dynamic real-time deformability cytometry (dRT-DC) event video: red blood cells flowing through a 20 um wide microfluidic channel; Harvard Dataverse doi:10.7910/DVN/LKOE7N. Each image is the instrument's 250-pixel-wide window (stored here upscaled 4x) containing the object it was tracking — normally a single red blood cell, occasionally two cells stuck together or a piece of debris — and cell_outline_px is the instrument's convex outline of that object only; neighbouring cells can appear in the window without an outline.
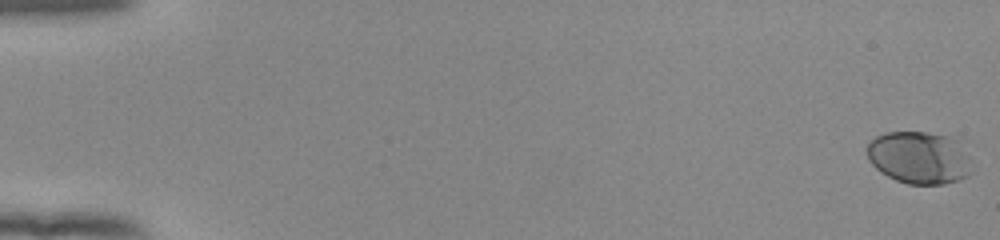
{"species": "human", "species_latin": "Homo sapiens", "temperature_condition": "room temperature", "stored_images_in_passage": 55, "camera_frame_rate_fps": 3000, "um_per_image_px": 0.085, "donor": {"sex": "female"}, "frame": {"image": 1, "passage_image": 1, "time_ms": 0.0, "image_size_px": [1000, 240], "cell_outline_px": [[968, 176], [960, 180], [944, 184], [908, 184], [896, 180], [880, 172], [868, 160], [864, 148], [876, 136], [884, 132], [924, 132], [948, 136], [956, 140], [964, 156], [968, 172]], "centroid_in_image_um": [78.0, 13.4], "position_along_channel_um": 7.0, "area_um2": 31.44}}
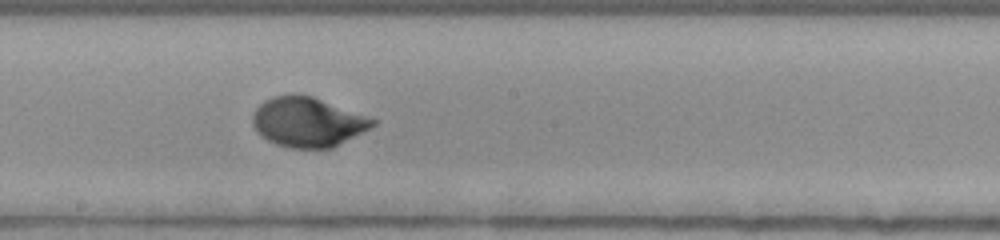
{"frame": {"image": 2, "passage_image": 32, "time_ms": 10.333, "image_size_px": [1000, 240], "cell_outline_px": [[376, 124], [332, 148], [288, 148], [276, 144], [260, 136], [256, 132], [252, 124], [252, 112], [264, 100], [272, 96], [296, 92], [312, 96], [376, 120]], "centroid_in_image_um": [26.06, 10.36], "position_along_channel_um": 222.1, "area_um2": 34.74}}
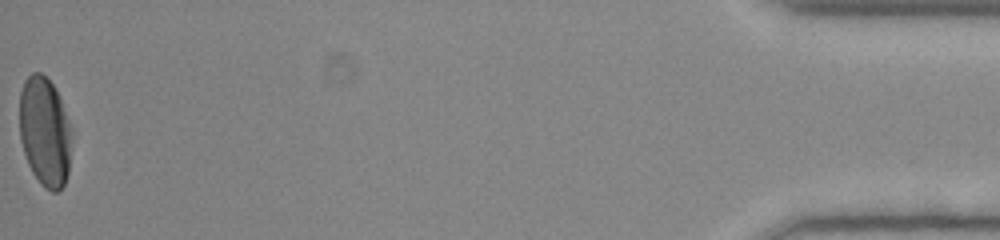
{"frame": {"image": 3, "passage_image": 55, "time_ms": 18.0, "image_size_px": [1000, 240], "cell_outline_px": [[72, 132], [68, 172], [64, 184], [56, 192], [52, 192], [44, 188], [40, 184], [32, 172], [28, 164], [20, 140], [20, 92], [24, 80], [32, 72], [40, 72], [52, 84], [60, 100]], "centroid_in_image_um": [3.79, 11.22], "position_along_channel_um": 431.4, "area_um2": 33.06}, "authors_computed_cell_mechanics": {"area_um2": 32.8304, "velocity_mm_per_s": 3.9094, "shape_relaxation_time_tau1_ms": 3.1095, "shape_relaxation_time_tau2_ms": null, "deformation_change_tau1": 0.1829, "deformation_change_tau2": null}}